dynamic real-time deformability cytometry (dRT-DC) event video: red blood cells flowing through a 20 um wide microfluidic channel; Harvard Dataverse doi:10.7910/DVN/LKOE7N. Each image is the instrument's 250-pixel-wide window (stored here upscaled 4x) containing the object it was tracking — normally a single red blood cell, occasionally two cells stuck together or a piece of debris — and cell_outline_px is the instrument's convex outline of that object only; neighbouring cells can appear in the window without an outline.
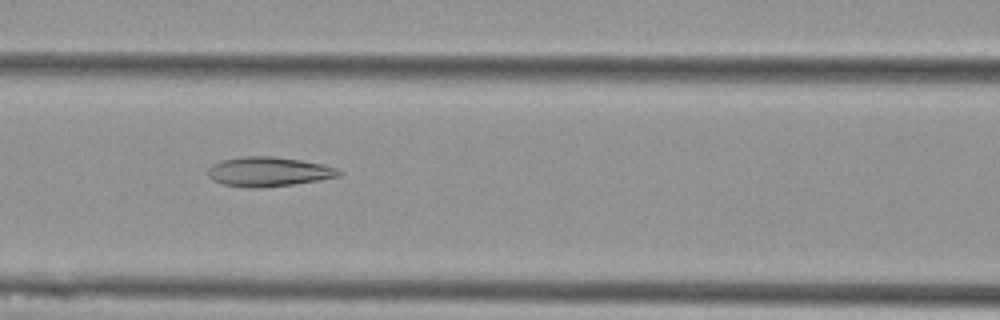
{"species": "Egyptian fruit bat (a non-hibernating species)", "species_latin": "Rousettus aegyptiacus", "temperature_condition": "cold", "stored_images_in_passage": 36, "camera_frame_rate_fps": 3000, "um_per_image_px": 0.085, "animal": {"sex": "female"}, "frame": {"image": 1, "passage_image": 9, "time_ms": 2.667, "image_size_px": [1000, 320], "cell_outline_px": [[344, 172], [340, 176], [320, 180], [292, 184], [256, 188], [252, 188], [224, 184], [212, 180], [208, 176], [208, 168], [212, 164], [220, 160], [244, 156], [272, 156], [300, 160], [320, 164], [336, 168]], "centroid_in_image_um": [22.81, 14.59], "position_along_channel_um": 143.8, "area_um2": 22.43}}
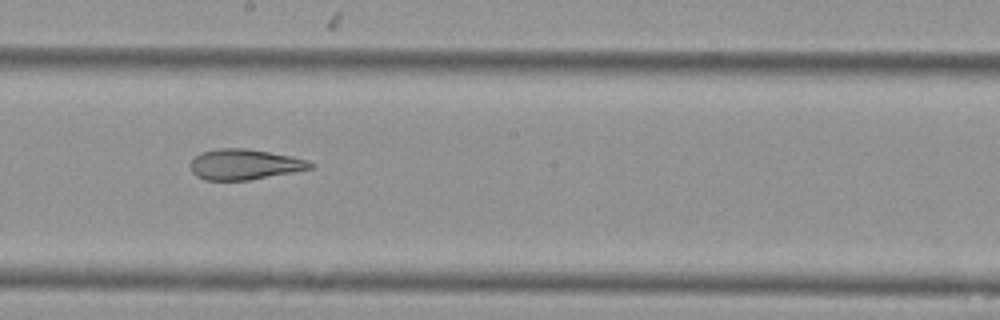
{"frame": {"image": 2, "passage_image": 16, "time_ms": 5.0, "image_size_px": [1000, 320], "cell_outline_px": [[316, 164], [312, 168], [292, 172], [248, 180], [204, 180], [196, 176], [192, 172], [188, 164], [200, 152], [216, 148], [244, 148], [292, 156], [308, 160]], "centroid_in_image_um": [20.75, 13.97], "position_along_channel_um": 227.5, "area_um2": 21.39}}
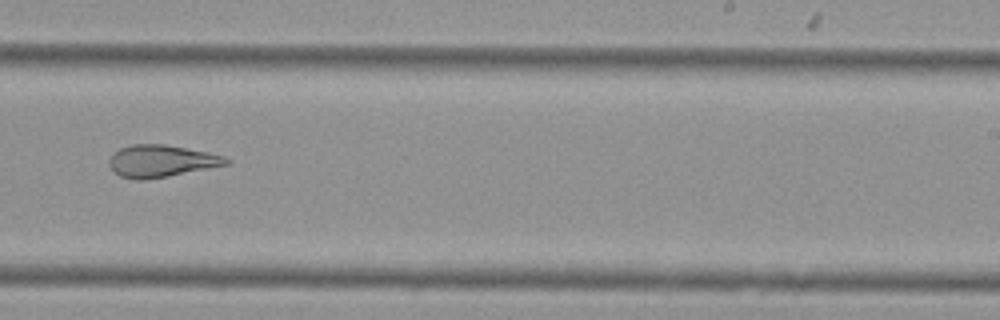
{"frame": {"image": 3, "passage_image": 20, "time_ms": 6.333, "image_size_px": [1000, 320], "cell_outline_px": [[232, 160], [228, 164], [168, 176], [140, 180], [136, 180], [120, 176], [108, 164], [108, 160], [120, 148], [132, 144], [164, 144], [208, 152], [224, 156]], "centroid_in_image_um": [13.71, 13.68], "position_along_channel_um": 275.3, "area_um2": 21.62}, "authors_computed_cell_mechanics": {"area_um2": 22.542, "velocity_mm_per_s": 3.6015, "shape_relaxation_time_tau1_ms": null, "shape_relaxation_time_tau2_ms": 3.0241, "deformation_change_tau1": null, "deformation_change_tau2": 0.1094}}